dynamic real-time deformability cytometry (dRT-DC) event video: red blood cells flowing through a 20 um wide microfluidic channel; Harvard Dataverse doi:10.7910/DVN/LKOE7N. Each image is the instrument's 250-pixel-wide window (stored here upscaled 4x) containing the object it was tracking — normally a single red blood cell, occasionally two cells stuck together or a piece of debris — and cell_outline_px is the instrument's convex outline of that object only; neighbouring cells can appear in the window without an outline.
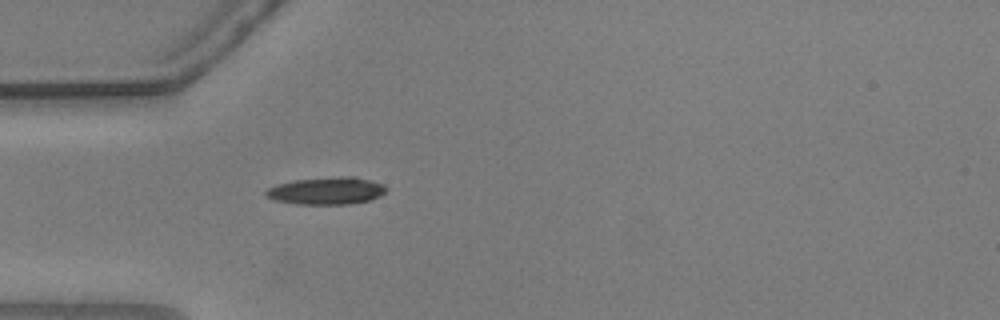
{"species": "common noctule bat (a hibernating species)", "species_latin": "Nyctalus noctula", "temperature_condition": "warm", "stored_images_in_passage": 40, "camera_frame_rate_fps": 3000, "um_per_image_px": 0.085, "animal": {"sex": "male", "body_mass_g": 20.5, "forearm_length_mm": 52.5}, "frame": {"image": 1, "passage_image": 1, "time_ms": 0.0, "image_size_px": [1000, 320], "cell_outline_px": [[388, 188], [380, 196], [368, 200], [348, 204], [296, 204], [272, 200], [264, 196], [264, 192], [268, 188], [276, 184], [292, 180], [340, 176], [352, 176], [384, 184]], "centroid_in_image_um": [27.7, 16.21], "position_along_channel_um": 57.3, "area_um2": 19.31}}
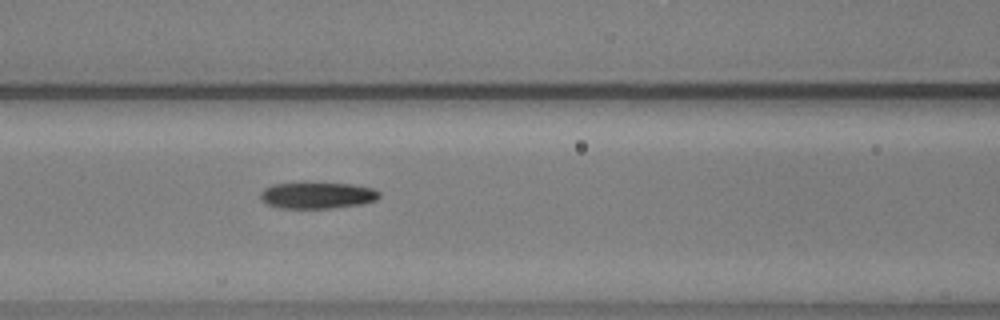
{"frame": {"image": 2, "passage_image": 8, "time_ms": 2.333, "image_size_px": [1000, 320], "cell_outline_px": [[380, 196], [376, 200], [360, 204], [328, 208], [280, 208], [268, 204], [260, 200], [260, 192], [264, 188], [272, 184], [304, 180], [352, 184], [372, 188], [380, 192]], "centroid_in_image_um": [26.91, 16.55], "position_along_channel_um": 139.7, "area_um2": 19.07}}
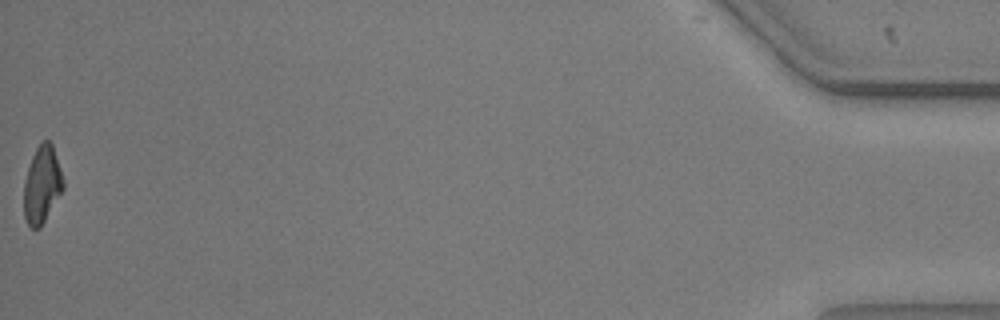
{"frame": {"image": 3, "passage_image": 40, "time_ms": 13.0, "image_size_px": [1000, 320], "cell_outline_px": [[64, 188], [40, 228], [32, 228], [28, 224], [24, 216], [24, 180], [32, 156], [36, 148], [44, 140], [48, 140], [52, 144], [64, 184]], "centroid_in_image_um": [3.55, 15.71], "position_along_channel_um": 431.6, "area_um2": 17.34}, "authors_computed_cell_mechanics": {"area_um2": 18.9295, "velocity_mm_per_s": 3.6727, "shape_relaxation_time_tau1_ms": 3.5057, "shape_relaxation_time_tau2_ms": 3.611, "deformation_change_tau1": 0.1322, "deformation_change_tau2": 0.1365}}